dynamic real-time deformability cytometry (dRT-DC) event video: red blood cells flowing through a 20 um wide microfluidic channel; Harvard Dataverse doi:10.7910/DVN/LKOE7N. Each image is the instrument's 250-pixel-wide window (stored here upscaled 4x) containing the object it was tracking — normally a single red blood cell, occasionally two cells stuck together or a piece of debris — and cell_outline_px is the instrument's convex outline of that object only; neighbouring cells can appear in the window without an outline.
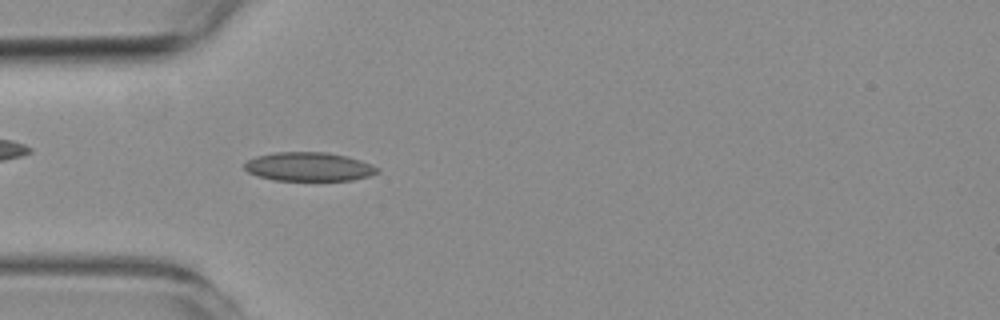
{"species": "common noctule bat (a hibernating species)", "species_latin": "Nyctalus noctula", "temperature_condition": "room temperature", "stored_images_in_passage": 50, "camera_frame_rate_fps": 3000, "um_per_image_px": 0.085, "animal": {"sex": "female", "body_mass_g": 19.3, "forearm_length_mm": 54.1}, "frame": {"image": 1, "passage_image": 12, "time_ms": 3.667, "image_size_px": [1000, 320], "cell_outline_px": [[380, 172], [368, 176], [352, 180], [272, 180], [256, 176], [248, 172], [244, 168], [244, 164], [248, 160], [256, 156], [276, 152], [328, 152], [348, 156], [372, 164], [380, 168]], "centroid_in_image_um": [26.26, 14.17], "position_along_channel_um": 58.7, "area_um2": 22.48}}
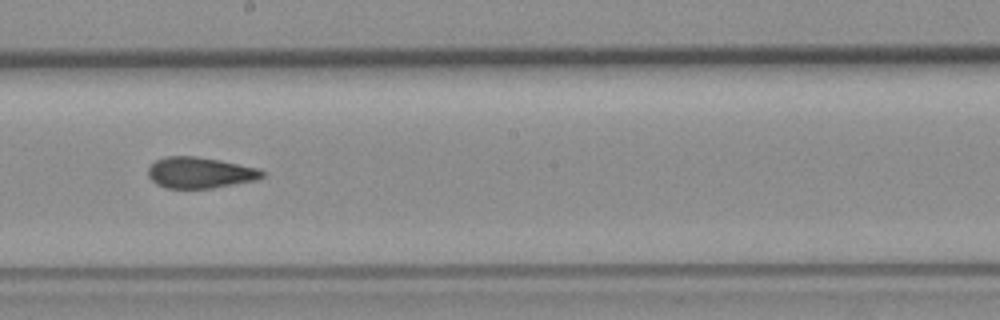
{"frame": {"image": 2, "passage_image": 26, "time_ms": 8.333, "image_size_px": [1000, 320], "cell_outline_px": [[264, 176], [256, 180], [212, 188], [164, 188], [156, 184], [148, 176], [148, 168], [156, 160], [164, 156], [196, 156], [220, 160], [260, 168], [264, 172]], "centroid_in_image_um": [16.99, 14.67], "position_along_channel_um": 231.2, "area_um2": 20.75}}
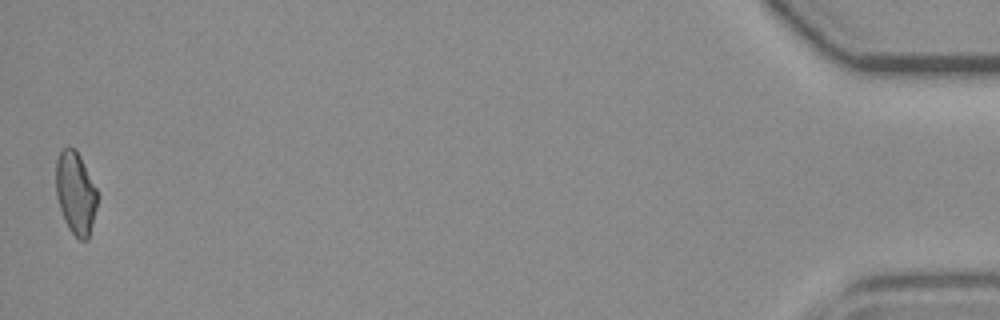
{"frame": {"image": 3, "passage_image": 50, "time_ms": 16.333, "image_size_px": [1000, 320], "cell_outline_px": [[96, 208], [88, 240], [80, 240], [68, 228], [64, 220], [56, 196], [56, 160], [60, 152], [64, 148], [76, 148], [96, 188]], "centroid_in_image_um": [6.41, 16.41], "position_along_channel_um": 428.8, "area_um2": 19.65}, "authors_computed_cell_mechanics": {"area_um2": 20.808, "velocity_mm_per_s": 3.7386, "shape_relaxation_time_tau1_ms": null, "shape_relaxation_time_tau2_ms": 1.9797, "deformation_change_tau1": null, "deformation_change_tau2": 0.0789}}